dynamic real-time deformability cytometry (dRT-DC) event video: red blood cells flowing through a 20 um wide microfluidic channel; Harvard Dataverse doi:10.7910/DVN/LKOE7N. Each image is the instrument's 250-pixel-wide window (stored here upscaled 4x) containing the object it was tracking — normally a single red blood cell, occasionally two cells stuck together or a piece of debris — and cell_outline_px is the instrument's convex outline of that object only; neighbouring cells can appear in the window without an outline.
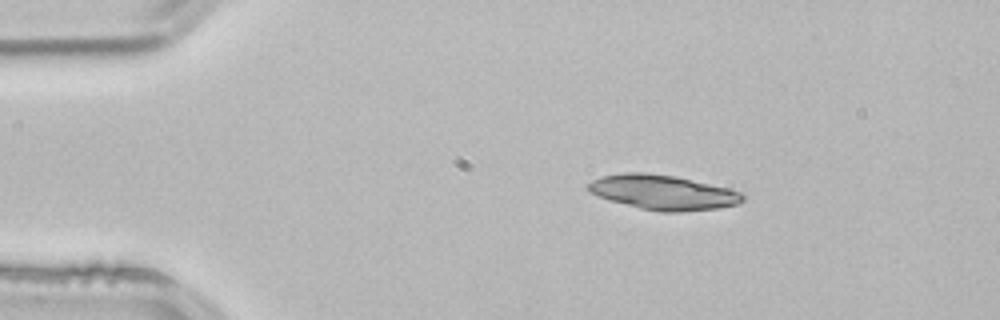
{"species": "common noctule bat (a hibernating species)", "species_latin": "Nyctalus noctula", "temperature_condition": "room temperature", "stored_images_in_passage": 1, "camera_frame_rate_fps": 3000, "um_per_image_px": 0.085, "animal": {"sex": "male", "body_mass_g": 21.5, "forearm_length_mm": 52.0}, "frame": {"image": 1, "passage_image": 1, "time_ms": 0.0, "image_size_px": [1000, 320], "cell_outline_px": [[744, 200], [736, 204], [720, 208], [684, 212], [660, 212], [640, 208], [608, 200], [588, 192], [584, 188], [592, 180], [600, 176], [624, 172], [648, 172], [676, 176], [728, 188], [740, 192], [744, 196]], "centroid_in_image_um": [56.3, 16.34], "position_along_channel_um": 28.7, "area_um2": 31.62}}